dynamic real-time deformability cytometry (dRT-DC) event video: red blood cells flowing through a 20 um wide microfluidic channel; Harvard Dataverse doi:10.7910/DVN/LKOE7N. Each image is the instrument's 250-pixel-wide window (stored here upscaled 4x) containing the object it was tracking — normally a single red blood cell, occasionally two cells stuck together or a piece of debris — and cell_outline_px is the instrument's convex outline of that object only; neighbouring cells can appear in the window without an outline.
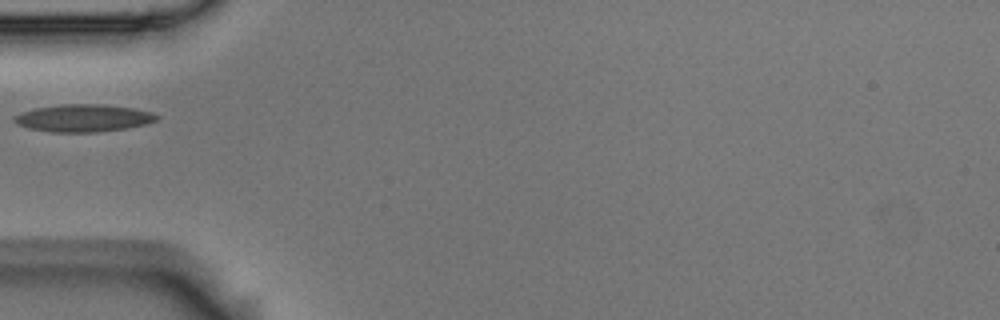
{"species": "Egyptian fruit bat (a non-hibernating species)", "species_latin": "Rousettus aegyptiacus", "temperature_condition": "room temperature", "stored_images_in_passage": 2, "camera_frame_rate_fps": 3000, "um_per_image_px": 0.085, "animal": {"sex": "male"}, "frame": {"image": 1, "passage_image": 1, "time_ms": 0.0, "image_size_px": [1000, 320], "cell_outline_px": [[160, 116], [156, 120], [148, 124], [124, 128], [96, 132], [52, 132], [28, 128], [16, 124], [12, 120], [16, 116], [24, 112], [36, 108], [60, 104], [100, 104], [136, 108], [152, 112]], "centroid_in_image_um": [7.12, 10.03], "position_along_channel_um": 77.9, "area_um2": 22.72}}
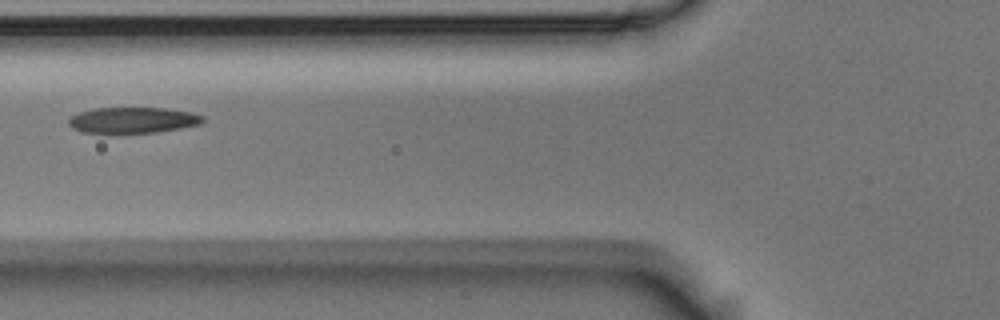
{"frame": {"image": 2, "passage_image": 2, "time_ms": 0.333, "image_size_px": [1000, 320], "cell_outline_px": [[204, 120], [200, 124], [160, 132], [84, 132], [72, 128], [68, 124], [68, 120], [72, 116], [80, 112], [92, 108], [164, 108], [192, 112], [204, 116]], "centroid_in_image_um": [11.31, 10.2], "position_along_channel_um": 114.5, "area_um2": 20.06}}